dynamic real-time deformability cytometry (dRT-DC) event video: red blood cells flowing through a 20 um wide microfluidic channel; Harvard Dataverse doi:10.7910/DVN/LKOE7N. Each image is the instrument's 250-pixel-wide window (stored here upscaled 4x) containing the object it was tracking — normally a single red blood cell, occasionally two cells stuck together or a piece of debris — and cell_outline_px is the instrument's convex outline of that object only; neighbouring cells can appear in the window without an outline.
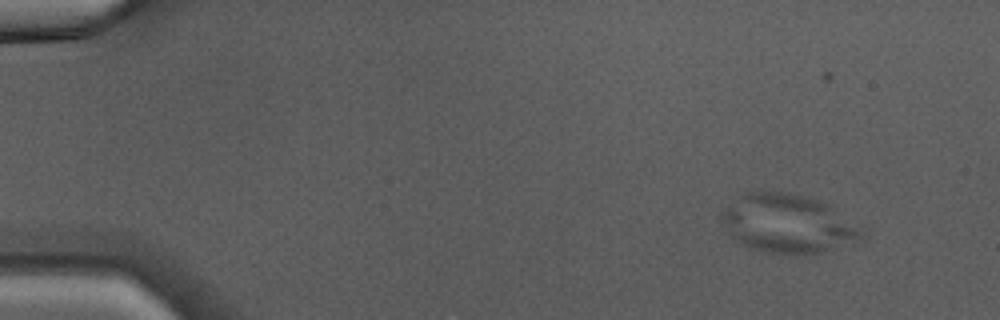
{"species": "Egyptian fruit bat (a non-hibernating species)", "species_latin": "Rousettus aegyptiacus", "temperature_condition": "warm", "stored_images_in_passage": 4, "camera_frame_rate_fps": 3000, "um_per_image_px": 0.085, "animal": {"sex": "male"}, "frame": {"image": 1, "passage_image": 1, "time_ms": 0.0, "image_size_px": [1000, 320], "cell_outline_px": [[868, 240], [804, 256], [764, 252], [752, 248], [728, 236], [720, 216], [740, 196], [748, 192], [784, 192], [800, 196], [824, 204], [860, 228]], "centroid_in_image_um": [66.97, 19.08], "position_along_channel_um": 18.0, "area_um2": 47.05}}